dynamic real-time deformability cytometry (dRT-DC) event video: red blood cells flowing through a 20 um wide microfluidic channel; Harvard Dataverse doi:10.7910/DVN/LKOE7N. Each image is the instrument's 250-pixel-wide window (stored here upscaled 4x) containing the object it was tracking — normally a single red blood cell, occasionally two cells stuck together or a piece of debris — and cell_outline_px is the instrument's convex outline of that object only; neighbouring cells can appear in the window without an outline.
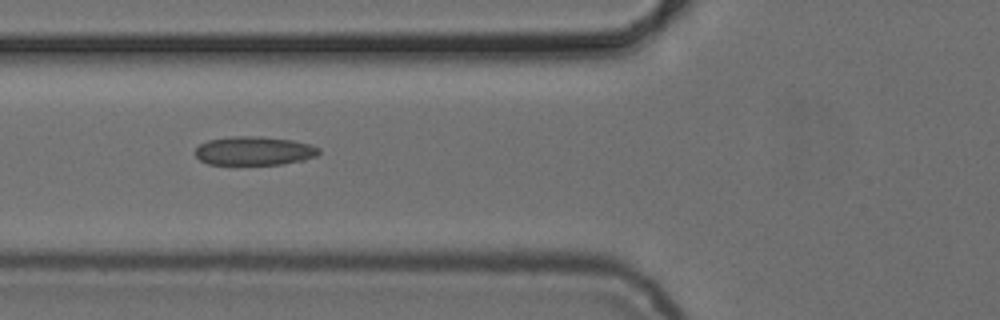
{"species": "common noctule bat (a hibernating species)", "species_latin": "Nyctalus noctula", "temperature_condition": "cold", "stored_images_in_passage": 3, "camera_frame_rate_fps": 3000, "um_per_image_px": 0.085, "animal": {"sex": "female", "body_mass_g": 24.6, "forearm_length_mm": 56.2}, "frame": {"image": 1, "passage_image": 3, "time_ms": 2.333, "image_size_px": [1000, 320], "cell_outline_px": [[320, 152], [316, 156], [304, 160], [280, 164], [236, 168], [208, 164], [200, 160], [196, 156], [196, 148], [200, 144], [208, 140], [232, 136], [260, 136], [292, 140], [312, 144], [320, 148]], "centroid_in_image_um": [21.57, 12.87], "position_along_channel_um": 104.2, "area_um2": 21.79}}